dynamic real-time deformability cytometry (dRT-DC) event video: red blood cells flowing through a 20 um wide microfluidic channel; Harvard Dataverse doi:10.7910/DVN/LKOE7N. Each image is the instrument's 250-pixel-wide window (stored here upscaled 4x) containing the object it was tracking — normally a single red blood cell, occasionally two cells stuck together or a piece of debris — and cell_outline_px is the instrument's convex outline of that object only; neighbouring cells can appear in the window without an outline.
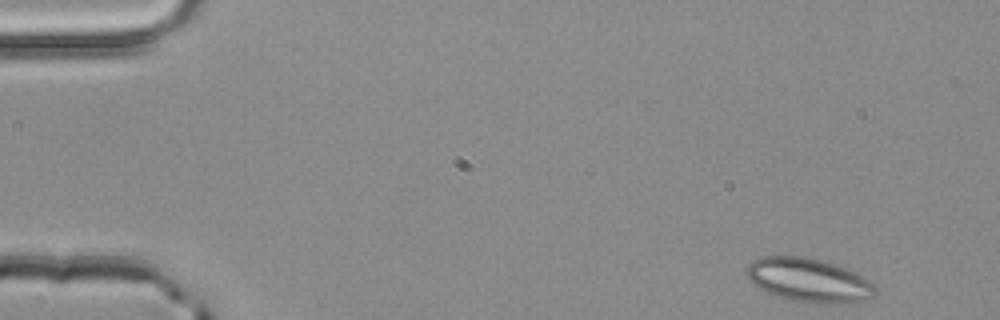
{"species": "common noctule bat (a hibernating species)", "species_latin": "Nyctalus noctula", "temperature_condition": "room temperature", "stored_images_in_passage": 49, "camera_frame_rate_fps": 3000, "um_per_image_px": 0.085, "animal": {"sex": "male", "body_mass_g": 20.4}, "frame": {"image": 1, "passage_image": 1, "time_ms": 0.0, "image_size_px": [1000, 320], "cell_outline_px": [[876, 292], [872, 296], [856, 300], [792, 300], [776, 296], [760, 288], [748, 276], [748, 264], [752, 260], [760, 256], [804, 256], [824, 260], [856, 272], [868, 280], [876, 288]], "centroid_in_image_um": [68.68, 23.72], "position_along_channel_um": 16.3, "area_um2": 31.33}}
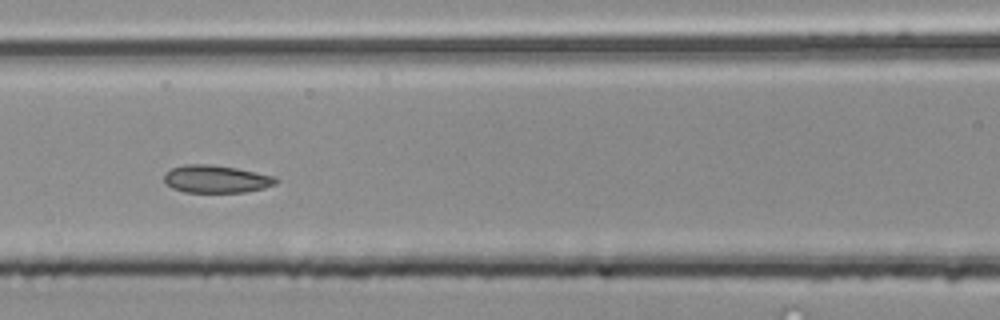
{"frame": {"image": 2, "passage_image": 20, "time_ms": 6.333, "image_size_px": [1000, 320], "cell_outline_px": [[280, 180], [276, 184], [264, 188], [244, 192], [184, 192], [172, 188], [164, 180], [164, 172], [172, 168], [184, 164], [208, 164], [236, 168], [272, 176]], "centroid_in_image_um": [18.35, 15.22], "position_along_channel_um": 148.3, "area_um2": 17.92}}
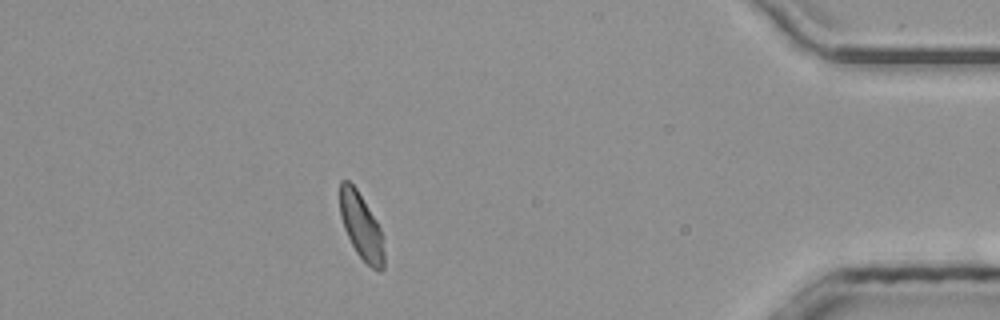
{"frame": {"image": 3, "passage_image": 43, "time_ms": 14.0, "image_size_px": [1000, 320], "cell_outline_px": [[384, 268], [380, 272], [372, 268], [356, 252], [344, 228], [340, 216], [340, 180], [348, 180], [356, 188], [376, 220], [380, 228], [384, 252]], "centroid_in_image_um": [30.7, 19.24], "position_along_channel_um": 404.5, "area_um2": 16.76}, "authors_computed_cell_mechanics": {"area_um2": 17.918, "velocity_mm_per_s": 3.9924, "shape_relaxation_time_tau1_ms": null, "shape_relaxation_time_tau2_ms": 2.1712, "deformation_change_tau1": null, "deformation_change_tau2": 0.0645}}